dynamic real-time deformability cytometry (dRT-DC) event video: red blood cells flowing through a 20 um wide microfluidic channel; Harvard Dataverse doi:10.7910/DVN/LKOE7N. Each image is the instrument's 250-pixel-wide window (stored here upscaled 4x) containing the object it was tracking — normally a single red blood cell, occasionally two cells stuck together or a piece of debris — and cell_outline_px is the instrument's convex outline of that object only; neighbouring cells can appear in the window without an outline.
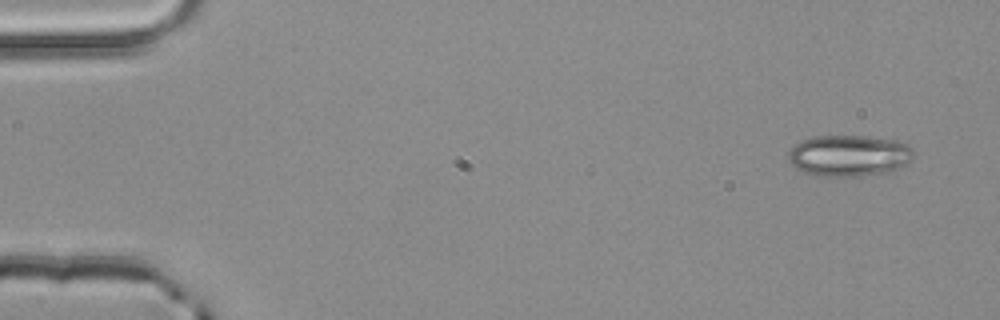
{"species": "common noctule bat (a hibernating species)", "species_latin": "Nyctalus noctula", "temperature_condition": "room temperature", "stored_images_in_passage": 4, "camera_frame_rate_fps": 3000, "um_per_image_px": 0.085, "animal": {"sex": "male", "body_mass_g": 20.4}, "frame": {"image": 1, "passage_image": 1, "time_ms": 0.0, "image_size_px": [1000, 320], "cell_outline_px": [[912, 156], [908, 164], [888, 172], [860, 176], [812, 176], [796, 168], [788, 160], [788, 152], [800, 140], [816, 136], [868, 136], [896, 140], [908, 144], [912, 148]], "centroid_in_image_um": [72.16, 13.23], "position_along_channel_um": 12.8, "area_um2": 30.35}}